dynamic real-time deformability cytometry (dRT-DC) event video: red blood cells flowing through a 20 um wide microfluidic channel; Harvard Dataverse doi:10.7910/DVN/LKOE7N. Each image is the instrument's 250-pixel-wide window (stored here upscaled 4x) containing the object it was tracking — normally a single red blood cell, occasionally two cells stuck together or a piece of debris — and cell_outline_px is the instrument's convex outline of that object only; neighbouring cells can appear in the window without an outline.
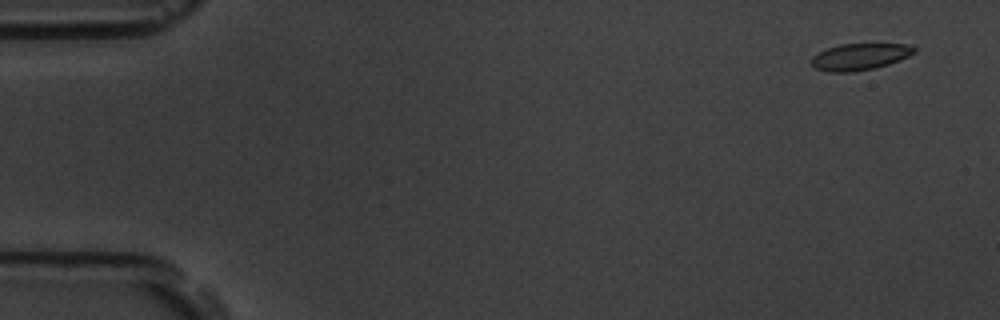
{"species": "common noctule bat (a hibernating species)", "species_latin": "Nyctalus noctula", "temperature_condition": "room temperature", "stored_images_in_passage": 6, "segment_of_instrument_passage": [1, 2], "camera_frame_rate_fps": 3000, "um_per_image_px": 0.085, "animal": {"sex": "male", "body_mass_g": 19.5, "forearm_length_mm": 54.6}, "frame": {"image": 1, "passage_image": 1, "time_ms": 0.0, "image_size_px": [1000, 320], "cell_outline_px": [[916, 52], [900, 60], [876, 68], [852, 72], [828, 72], [812, 68], [812, 56], [828, 48], [840, 44], [908, 44], [916, 48]], "centroid_in_image_um": [73.08, 4.83], "position_along_channel_um": 11.9, "area_um2": 16.01}}